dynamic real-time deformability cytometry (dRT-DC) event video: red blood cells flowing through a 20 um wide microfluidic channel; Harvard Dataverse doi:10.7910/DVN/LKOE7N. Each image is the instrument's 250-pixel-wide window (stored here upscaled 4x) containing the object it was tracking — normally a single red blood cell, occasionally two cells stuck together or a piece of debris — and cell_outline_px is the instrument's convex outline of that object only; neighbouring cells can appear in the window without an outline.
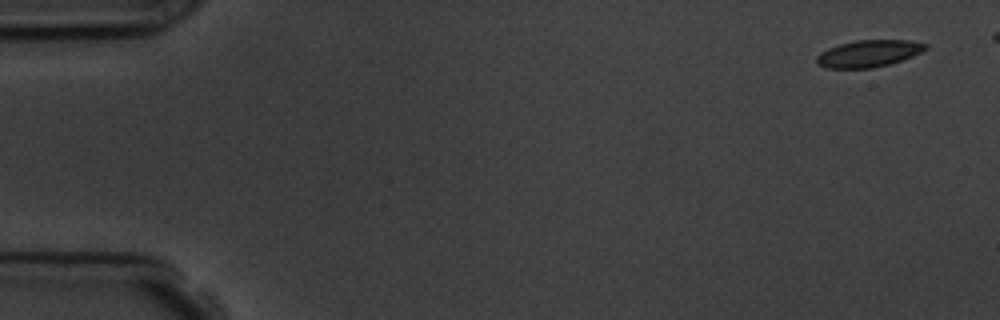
{"species": "common noctule bat (a hibernating species)", "species_latin": "Nyctalus noctula", "temperature_condition": "room temperature", "stored_images_in_passage": 5, "camera_frame_rate_fps": 3000, "um_per_image_px": 0.085, "animal": {"sex": "male", "body_mass_g": 19.5, "forearm_length_mm": 54.6}, "frame": {"image": 1, "passage_image": 1, "time_ms": 0.0, "image_size_px": [1000, 320], "cell_outline_px": [[928, 48], [912, 56], [888, 64], [872, 68], [824, 68], [816, 64], [816, 56], [820, 52], [828, 48], [840, 44], [856, 40], [908, 40], [928, 44]], "centroid_in_image_um": [73.79, 4.55], "position_along_channel_um": 11.2, "area_um2": 17.05}}